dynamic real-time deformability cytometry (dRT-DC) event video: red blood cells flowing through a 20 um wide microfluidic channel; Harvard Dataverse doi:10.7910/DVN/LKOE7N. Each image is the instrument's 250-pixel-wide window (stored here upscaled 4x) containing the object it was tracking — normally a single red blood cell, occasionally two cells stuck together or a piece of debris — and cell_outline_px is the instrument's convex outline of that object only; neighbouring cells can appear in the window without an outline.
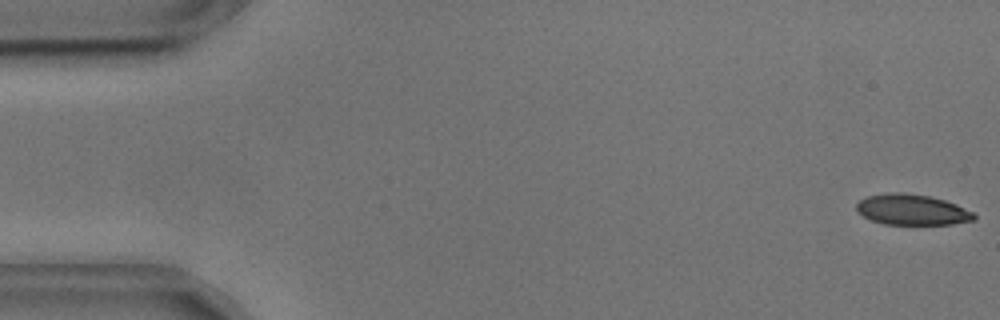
{"species": "common noctule bat (a hibernating species)", "species_latin": "Nyctalus noctula", "temperature_condition": "cold", "stored_images_in_passage": 55, "camera_frame_rate_fps": 3000, "um_per_image_px": 0.085, "animal": {"sex": "male", "body_mass_g": 17.9, "forearm_length_mm": 54.2}, "frame": {"image": 1, "passage_image": 1, "time_ms": 0.0, "image_size_px": [1000, 320], "cell_outline_px": [[976, 220], [952, 224], [884, 224], [872, 220], [856, 212], [856, 204], [860, 200], [868, 196], [888, 192], [900, 192], [928, 196], [944, 200], [956, 204], [972, 212], [976, 216]], "centroid_in_image_um": [77.51, 17.82], "position_along_channel_um": 7.5, "area_um2": 20.92}}
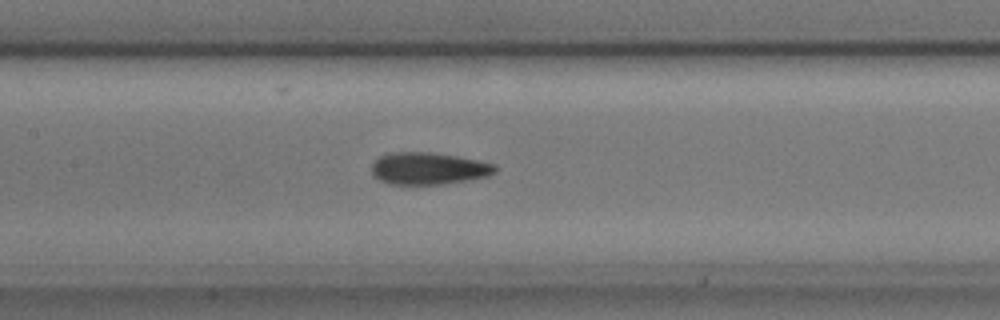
{"frame": {"image": 2, "passage_image": 25, "time_ms": 8.0, "image_size_px": [1000, 320], "cell_outline_px": [[496, 172], [488, 176], [468, 180], [440, 184], [388, 184], [380, 180], [372, 172], [372, 164], [380, 156], [388, 152], [432, 152], [480, 160], [496, 164]], "centroid_in_image_um": [36.44, 14.31], "position_along_channel_um": 171.0, "area_um2": 23.12}}
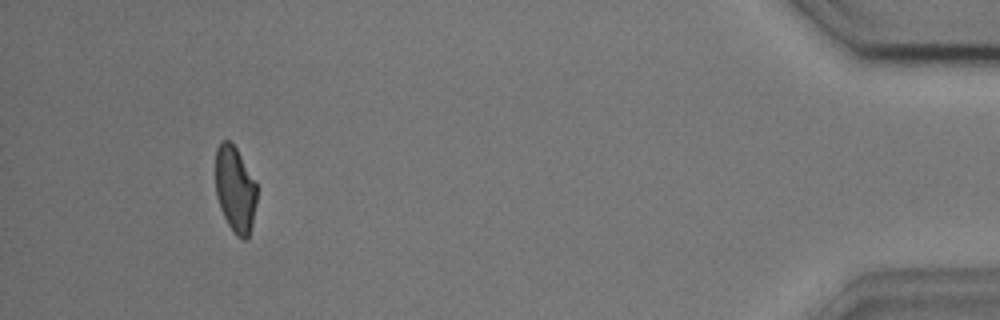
{"frame": {"image": 3, "passage_image": 51, "time_ms": 16.667, "image_size_px": [1000, 320], "cell_outline_px": [[256, 200], [252, 224], [248, 236], [244, 240], [236, 236], [228, 224], [220, 208], [216, 196], [216, 148], [220, 140], [228, 140], [236, 148], [256, 184]], "centroid_in_image_um": [19.96, 16.09], "position_along_channel_um": 415.2, "area_um2": 20.46}, "authors_computed_cell_mechanics": {"area_um2": 22.3108, "velocity_mm_per_s": 3.618, "shape_relaxation_time_tau1_ms": 4.1931, "shape_relaxation_time_tau2_ms": 2.4539, "deformation_change_tau1": 0.1296, "deformation_change_tau2": 0.0838}}